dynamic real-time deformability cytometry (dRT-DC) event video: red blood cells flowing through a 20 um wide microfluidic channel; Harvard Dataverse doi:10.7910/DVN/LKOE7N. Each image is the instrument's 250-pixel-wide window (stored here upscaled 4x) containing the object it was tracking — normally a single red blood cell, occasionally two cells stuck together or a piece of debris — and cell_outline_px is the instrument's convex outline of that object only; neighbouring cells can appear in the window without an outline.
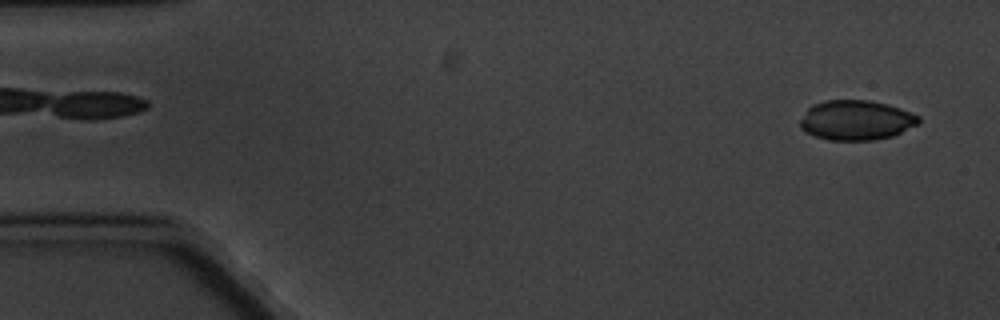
{"species": "common noctule bat (a hibernating species)", "species_latin": "Nyctalus noctula", "temperature_condition": "cold", "stored_images_in_passage": 5, "camera_frame_rate_fps": 3000, "um_per_image_px": 0.085, "animal": {"sex": "male", "body_mass_g": 20.1, "forearm_length_mm": 53.5}, "frame": {"image": 1, "passage_image": 5, "time_ms": 4.667, "image_size_px": [1000, 320], "cell_outline_px": [[920, 124], [892, 136], [872, 140], [828, 140], [804, 132], [800, 128], [800, 120], [808, 108], [812, 104], [824, 100], [868, 100], [888, 104], [900, 108], [920, 116]], "centroid_in_image_um": [72.77, 10.21], "position_along_channel_um": 12.2, "area_um2": 27.69}}